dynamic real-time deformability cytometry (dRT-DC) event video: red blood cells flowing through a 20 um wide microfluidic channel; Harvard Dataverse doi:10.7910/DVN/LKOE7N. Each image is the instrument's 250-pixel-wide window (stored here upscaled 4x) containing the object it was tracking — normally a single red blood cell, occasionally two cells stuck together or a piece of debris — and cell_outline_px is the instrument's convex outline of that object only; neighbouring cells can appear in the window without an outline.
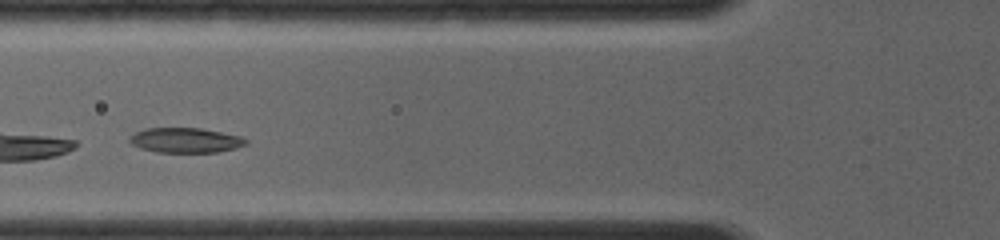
{"species": "common noctule bat (a hibernating species)", "species_latin": "Nyctalus noctula", "temperature_condition": "room temperature", "stored_images_in_passage": 16, "camera_frame_rate_fps": 4000, "um_per_image_px": 0.085, "animal": {"sex": "female", "body_mass_g": 19.0, "forearm_length_mm": 56.7}, "frame": {"image": 1, "passage_image": 3, "time_ms": 1.0, "image_size_px": [1000, 240], "cell_outline_px": [[248, 144], [236, 148], [216, 152], [156, 152], [140, 148], [132, 144], [128, 140], [128, 136], [144, 128], [200, 128], [240, 136], [248, 140]], "centroid_in_image_um": [15.74, 11.92], "position_along_channel_um": 110.1, "area_um2": 16.94}}
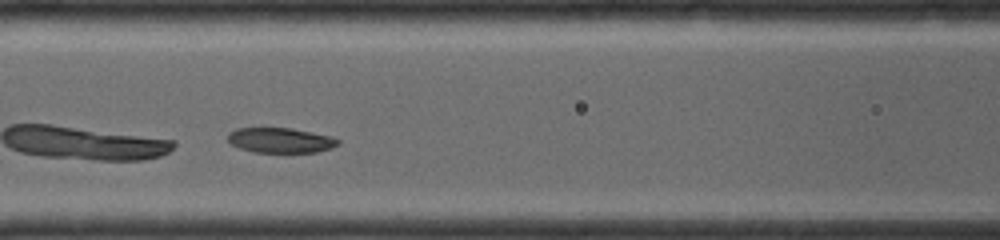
{"frame": {"image": 2, "passage_image": 5, "time_ms": 1.75, "image_size_px": [1000, 240], "cell_outline_px": [[340, 144], [332, 148], [316, 152], [256, 152], [240, 148], [232, 144], [228, 140], [228, 132], [236, 128], [292, 128], [332, 136], [340, 140]], "centroid_in_image_um": [23.87, 11.92], "position_along_channel_um": 142.7, "area_um2": 16.13}}
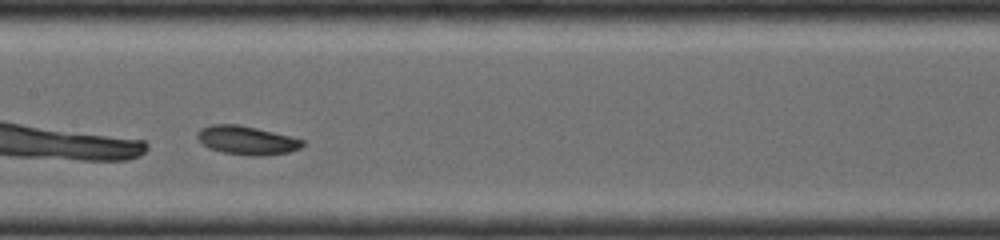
{"frame": {"image": 3, "passage_image": 7, "time_ms": 2.75, "image_size_px": [1000, 240], "cell_outline_px": [[304, 144], [300, 148], [288, 152], [264, 156], [248, 156], [224, 152], [208, 148], [196, 136], [196, 132], [200, 128], [212, 124], [236, 124], [256, 128], [292, 136], [304, 140]], "centroid_in_image_um": [20.98, 11.92], "position_along_channel_um": 186.4, "area_um2": 17.63}}